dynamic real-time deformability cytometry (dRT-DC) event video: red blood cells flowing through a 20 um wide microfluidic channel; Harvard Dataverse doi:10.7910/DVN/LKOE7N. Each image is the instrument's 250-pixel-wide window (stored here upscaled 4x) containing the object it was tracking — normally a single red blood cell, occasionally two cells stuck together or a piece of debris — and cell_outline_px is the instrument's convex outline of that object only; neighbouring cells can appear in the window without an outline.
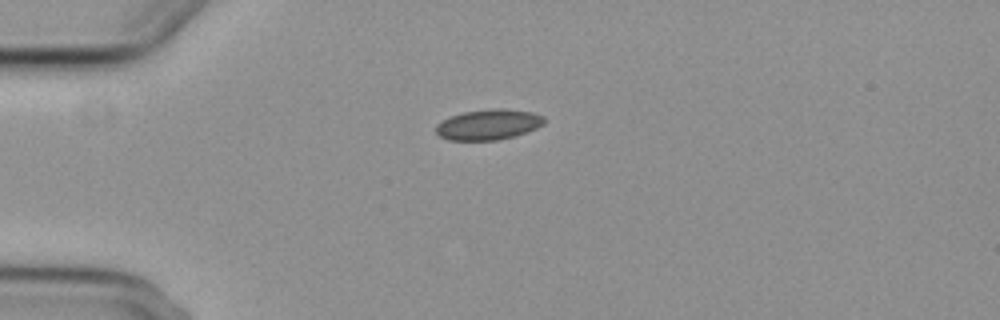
{"species": "common noctule bat (a hibernating species)", "species_latin": "Nyctalus noctula", "temperature_condition": "cold", "stored_images_in_passage": 7, "camera_frame_rate_fps": 3000, "um_per_image_px": 0.085, "animal": {"sex": "female", "body_mass_g": 29.2, "forearm_length_mm": 56.3}, "frame": {"image": 1, "passage_image": 1, "time_ms": 0.0, "image_size_px": [1000, 320], "cell_outline_px": [[544, 124], [536, 128], [516, 136], [496, 140], [448, 140], [440, 136], [436, 132], [436, 124], [452, 116], [464, 112], [492, 108], [504, 108], [532, 112], [544, 116]], "centroid_in_image_um": [41.54, 10.58], "position_along_channel_um": 43.5, "area_um2": 19.19}}
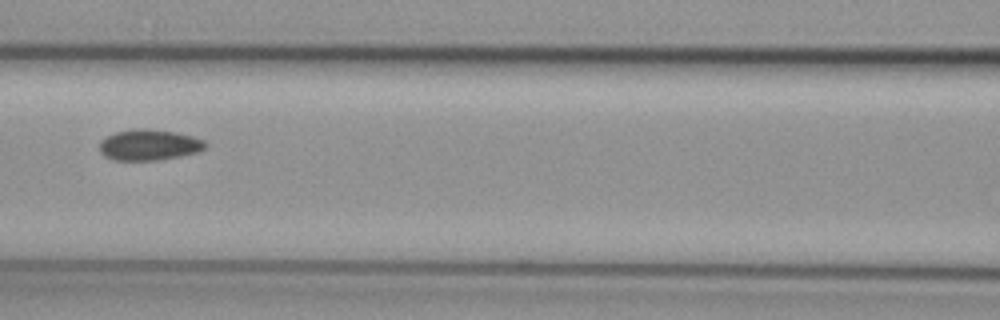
{"frame": {"image": 2, "passage_image": 4, "time_ms": 3.667, "image_size_px": [1000, 320], "cell_outline_px": [[208, 144], [200, 152], [180, 156], [156, 160], [112, 160], [104, 156], [100, 152], [100, 140], [116, 132], [132, 128], [148, 128], [176, 132], [192, 136], [204, 140]], "centroid_in_image_um": [12.68, 12.31], "position_along_channel_um": 153.9, "area_um2": 19.25}}
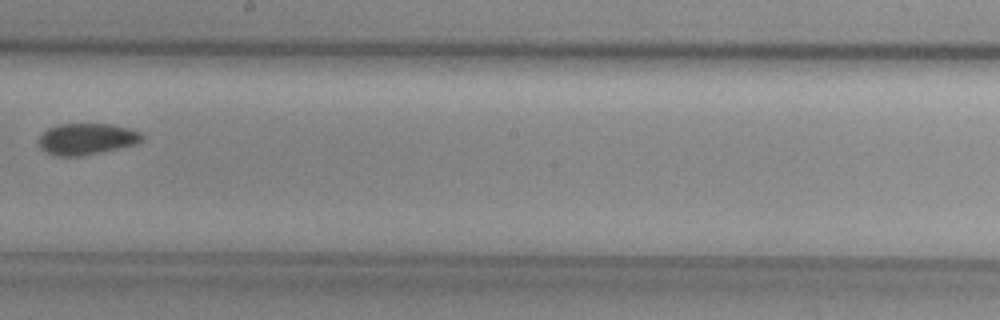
{"frame": {"image": 3, "passage_image": 6, "time_ms": 6.0, "image_size_px": [1000, 320], "cell_outline_px": [[144, 140], [136, 144], [84, 156], [52, 156], [44, 152], [40, 148], [40, 136], [48, 128], [60, 124], [112, 124], [128, 128], [140, 132], [144, 136]], "centroid_in_image_um": [7.38, 11.82], "position_along_channel_um": 240.8, "area_um2": 19.02}}